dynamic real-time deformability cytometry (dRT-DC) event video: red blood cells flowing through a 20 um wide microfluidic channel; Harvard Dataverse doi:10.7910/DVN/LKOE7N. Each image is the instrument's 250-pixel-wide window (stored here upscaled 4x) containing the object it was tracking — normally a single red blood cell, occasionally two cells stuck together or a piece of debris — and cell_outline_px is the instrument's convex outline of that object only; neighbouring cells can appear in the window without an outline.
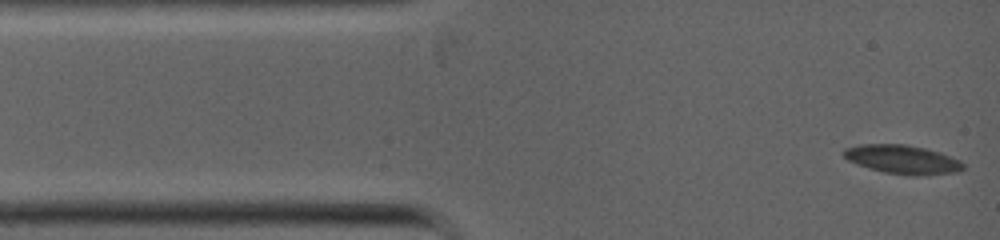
{"species": "common noctule bat (a hibernating species)", "species_latin": "Nyctalus noctula", "temperature_condition": "warm", "stored_images_in_passage": 51, "camera_frame_rate_fps": 5000, "um_per_image_px": 0.085, "animal": {"sex": "female", "body_mass_g": 19.0, "forearm_length_mm": 53.3}, "frame": {"image": 1, "passage_image": 1, "time_ms": 0.0, "image_size_px": [1000, 240], "cell_outline_px": [[964, 168], [960, 172], [928, 176], [912, 176], [884, 172], [868, 168], [856, 164], [848, 160], [844, 156], [844, 148], [860, 144], [904, 144], [924, 148], [940, 152], [960, 160], [964, 164]], "centroid_in_image_um": [76.75, 13.57], "position_along_channel_um": 8.2, "area_um2": 20.35}}
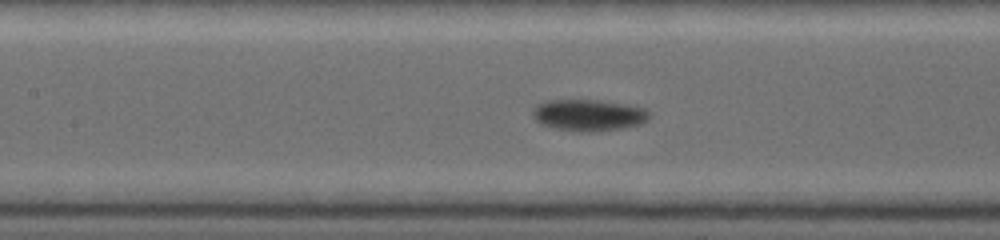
{"frame": {"image": 2, "passage_image": 24, "time_ms": 4.4, "image_size_px": [1000, 240], "cell_outline_px": [[652, 112], [648, 120], [640, 124], [600, 132], [580, 132], [552, 128], [540, 124], [532, 116], [532, 108], [536, 104], [544, 100], [596, 100], [628, 104], [644, 108]], "centroid_in_image_um": [50.01, 9.79], "position_along_channel_um": 157.4, "area_um2": 21.91}}
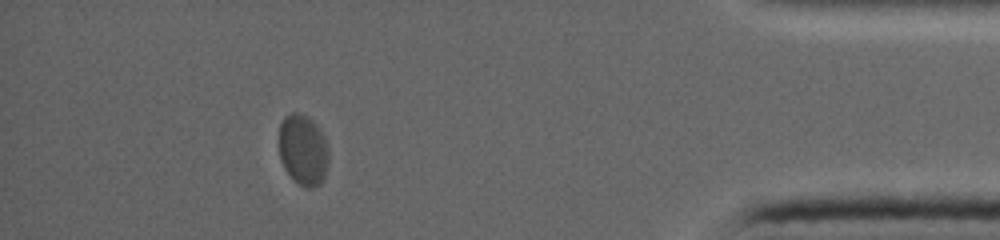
{"frame": {"image": 3, "passage_image": 44, "time_ms": 10.8, "image_size_px": [1000, 240], "cell_outline_px": [[328, 160], [324, 180], [320, 184], [312, 188], [304, 188], [284, 168], [280, 160], [280, 124], [284, 116], [292, 112], [300, 112], [308, 116], [320, 128], [324, 136], [328, 148]], "centroid_in_image_um": [25.78, 12.72], "position_along_channel_um": 409.4, "area_um2": 20.63}}